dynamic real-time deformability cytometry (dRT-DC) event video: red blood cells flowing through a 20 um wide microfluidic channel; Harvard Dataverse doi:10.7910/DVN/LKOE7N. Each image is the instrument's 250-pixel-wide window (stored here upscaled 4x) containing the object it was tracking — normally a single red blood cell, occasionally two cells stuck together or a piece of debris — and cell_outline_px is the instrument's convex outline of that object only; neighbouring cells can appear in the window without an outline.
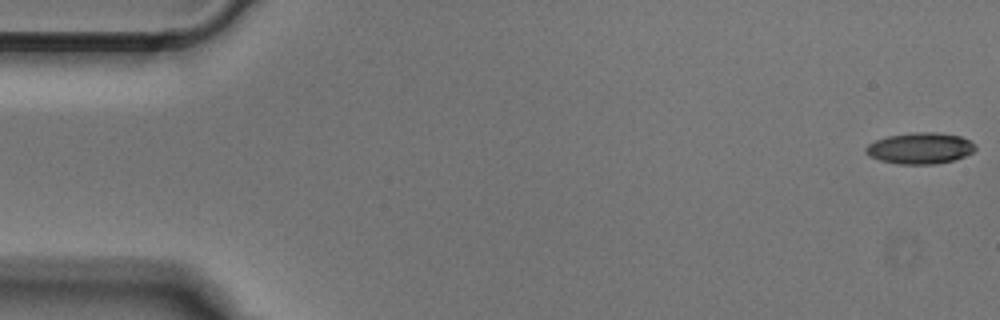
{"species": "Egyptian fruit bat (a non-hibernating species)", "species_latin": "Rousettus aegyptiacus", "temperature_condition": "cold", "stored_images_in_passage": 51, "camera_frame_rate_fps": 3000, "um_per_image_px": 0.085, "animal": {"sex": "male"}, "frame": {"image": 1, "passage_image": 1, "time_ms": 0.0, "image_size_px": [1000, 320], "cell_outline_px": [[976, 148], [972, 152], [964, 156], [952, 160], [932, 164], [896, 164], [880, 160], [868, 156], [864, 152], [864, 148], [868, 144], [876, 140], [888, 136], [912, 132], [936, 132], [960, 136], [976, 144]], "centroid_in_image_um": [78.17, 12.59], "position_along_channel_um": 6.8, "area_um2": 19.94}}
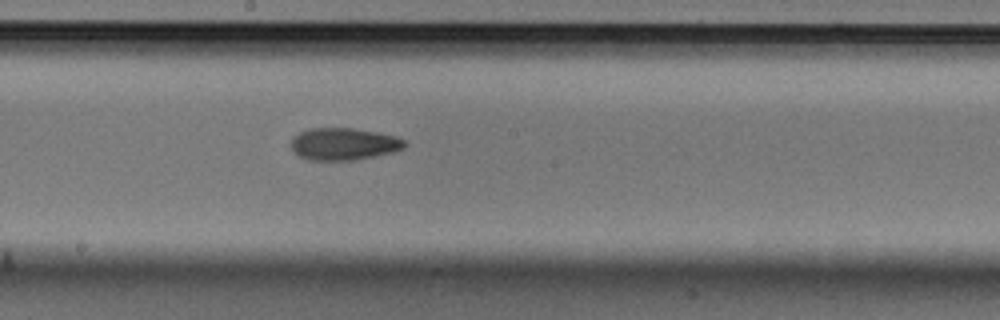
{"frame": {"image": 2, "passage_image": 27, "time_ms": 8.667, "image_size_px": [1000, 320], "cell_outline_px": [[408, 144], [404, 148], [392, 152], [356, 160], [308, 160], [292, 152], [292, 140], [300, 132], [312, 128], [352, 128], [376, 132], [396, 136], [404, 140]], "centroid_in_image_um": [29.24, 12.24], "position_along_channel_um": 219.0, "area_um2": 21.21}}
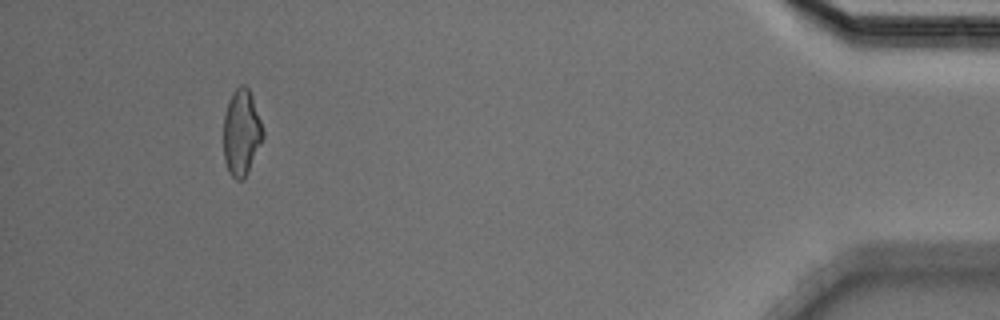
{"frame": {"image": 3, "passage_image": 47, "time_ms": 15.333, "image_size_px": [1000, 320], "cell_outline_px": [[264, 136], [248, 172], [244, 180], [236, 180], [228, 172], [224, 160], [224, 116], [228, 100], [232, 92], [240, 84], [244, 84], [248, 88], [260, 120], [264, 132]], "centroid_in_image_um": [20.51, 11.29], "position_along_channel_um": 414.7, "area_um2": 19.71}}